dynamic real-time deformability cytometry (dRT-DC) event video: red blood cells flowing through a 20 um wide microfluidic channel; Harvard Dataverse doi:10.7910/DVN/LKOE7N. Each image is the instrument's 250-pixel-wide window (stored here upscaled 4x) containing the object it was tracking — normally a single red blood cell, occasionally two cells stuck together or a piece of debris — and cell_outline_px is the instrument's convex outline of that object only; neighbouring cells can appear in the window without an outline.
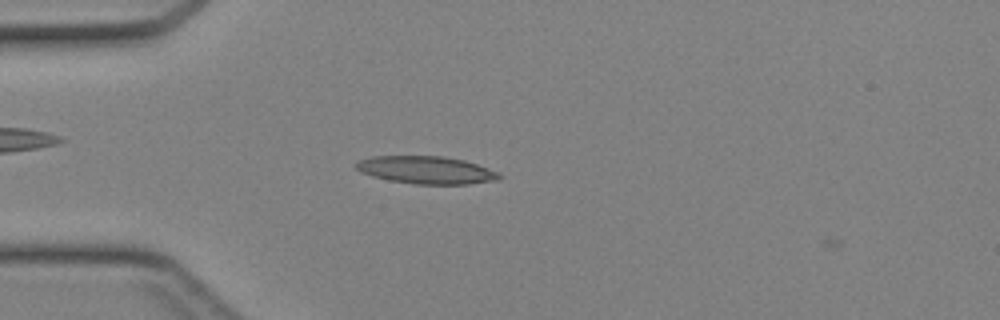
{"species": "Egyptian fruit bat (a non-hibernating species)", "species_latin": "Rousettus aegyptiacus", "temperature_condition": "cold", "stored_images_in_passage": 37, "camera_frame_rate_fps": 3000, "um_per_image_px": 0.085, "animal": {"sex": "female"}, "frame": {"image": 1, "passage_image": 5, "time_ms": 1.333, "image_size_px": [1000, 320], "cell_outline_px": [[500, 180], [468, 184], [412, 184], [388, 180], [372, 176], [360, 172], [352, 164], [356, 160], [372, 156], [444, 156], [464, 160], [500, 172]], "centroid_in_image_um": [36.19, 14.45], "position_along_channel_um": 48.8, "area_um2": 23.35}}
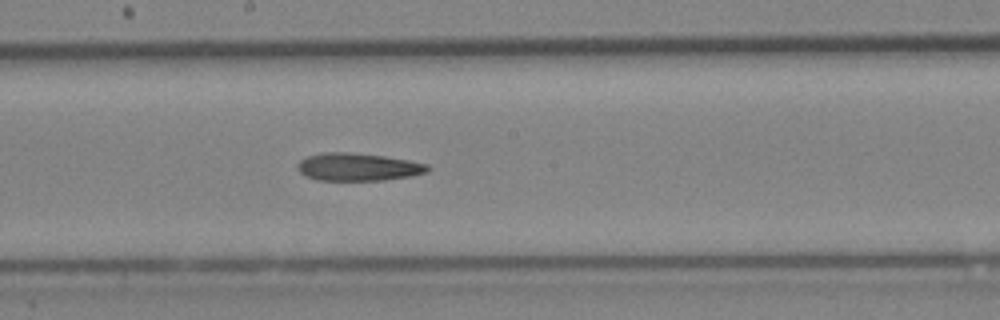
{"frame": {"image": 2, "passage_image": 17, "time_ms": 5.333, "image_size_px": [1000, 320], "cell_outline_px": [[432, 168], [428, 172], [412, 176], [384, 180], [316, 180], [304, 176], [296, 168], [296, 164], [300, 160], [308, 156], [320, 152], [348, 152], [384, 156], [408, 160], [428, 164]], "centroid_in_image_um": [30.42, 14.19], "position_along_channel_um": 217.8, "area_um2": 21.27}}
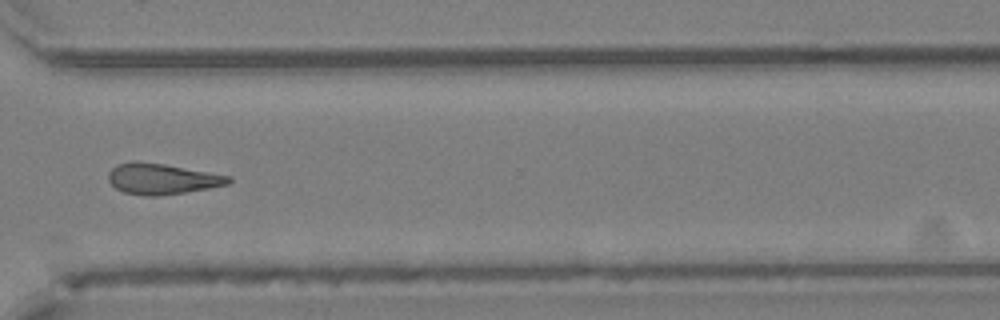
{"frame": {"image": 3, "passage_image": 26, "time_ms": 8.333, "image_size_px": [1000, 320], "cell_outline_px": [[232, 180], [228, 184], [208, 188], [184, 192], [156, 196], [144, 196], [124, 192], [116, 188], [108, 180], [108, 172], [116, 164], [136, 160], [164, 164], [232, 176]], "centroid_in_image_um": [13.74, 15.19], "position_along_channel_um": 356.9, "area_um2": 21.56}}